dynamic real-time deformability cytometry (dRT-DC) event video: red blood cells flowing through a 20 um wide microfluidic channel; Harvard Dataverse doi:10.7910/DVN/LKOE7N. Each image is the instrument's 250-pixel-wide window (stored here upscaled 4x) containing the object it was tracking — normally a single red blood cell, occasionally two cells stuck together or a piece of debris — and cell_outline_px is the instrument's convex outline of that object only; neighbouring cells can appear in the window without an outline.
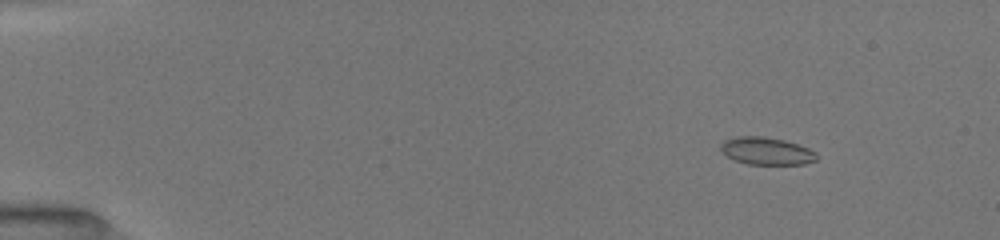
{"species": "common noctule bat (a hibernating species)", "species_latin": "Nyctalus noctula", "temperature_condition": "room temperature", "stored_images_in_passage": 28, "camera_frame_rate_fps": 3000, "um_per_image_px": 0.085, "animal": {"sex": "female", "body_mass_g": 19.5, "forearm_length_mm": 54.1}, "frame": {"image": 1, "passage_image": 6, "time_ms": 2.0, "image_size_px": [1000, 240], "cell_outline_px": [[816, 160], [804, 164], [748, 164], [736, 160], [728, 156], [720, 148], [720, 144], [724, 140], [740, 136], [764, 136], [784, 140], [808, 148], [816, 152]], "centroid_in_image_um": [65.15, 12.83], "position_along_channel_um": 19.8, "area_um2": 15.14}}
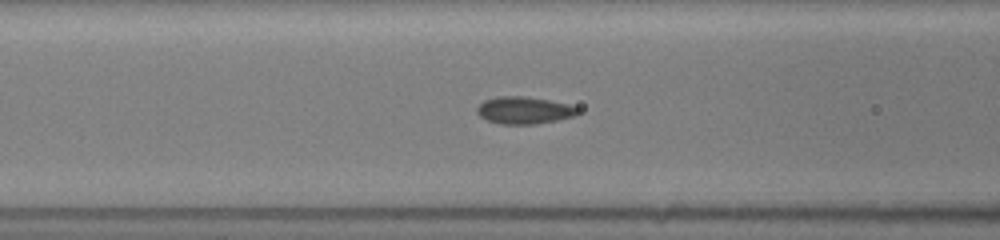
{"frame": {"image": 2, "passage_image": 21, "time_ms": 7.333, "image_size_px": [1000, 240], "cell_outline_px": [[580, 112], [572, 116], [556, 120], [536, 124], [500, 124], [488, 120], [480, 116], [476, 112], [476, 108], [484, 100], [496, 96], [524, 96], [548, 100], [568, 104], [580, 108]], "centroid_in_image_um": [44.53, 9.37], "position_along_channel_um": 122.1, "area_um2": 15.95}}
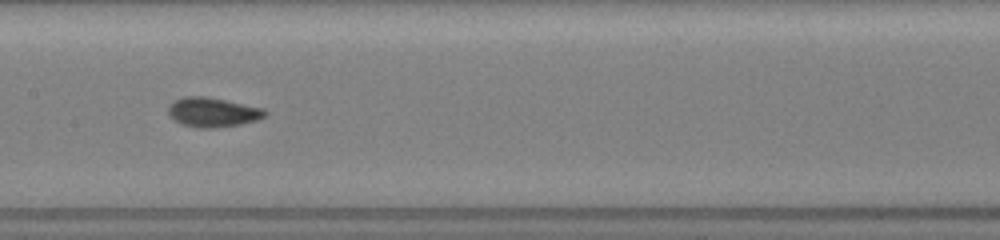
{"frame": {"image": 3, "passage_image": 27, "time_ms": 9.0, "image_size_px": [1000, 240], "cell_outline_px": [[268, 112], [264, 116], [256, 120], [240, 124], [212, 128], [200, 128], [184, 124], [176, 120], [168, 112], [168, 108], [176, 100], [184, 96], [208, 96], [264, 108]], "centroid_in_image_um": [18.12, 9.52], "position_along_channel_um": 189.3, "area_um2": 16.36}}